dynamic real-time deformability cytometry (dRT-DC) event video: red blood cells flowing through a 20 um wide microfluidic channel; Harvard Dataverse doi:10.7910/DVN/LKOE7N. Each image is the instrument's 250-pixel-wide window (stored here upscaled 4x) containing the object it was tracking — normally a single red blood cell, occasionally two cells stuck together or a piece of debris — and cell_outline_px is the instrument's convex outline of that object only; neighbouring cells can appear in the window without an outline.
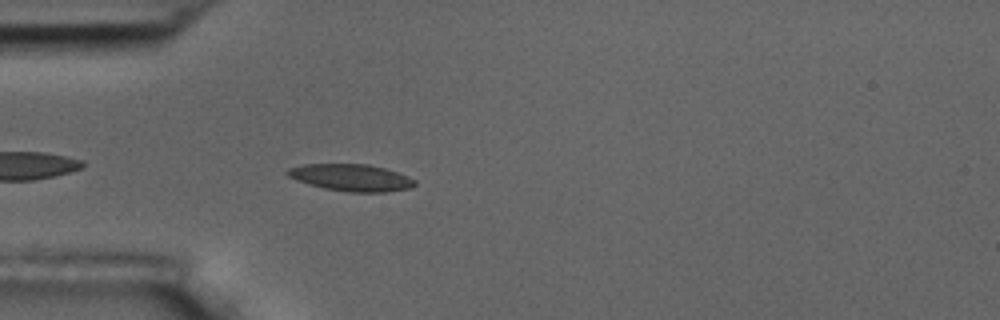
{"species": "common noctule bat (a hibernating species)", "species_latin": "Nyctalus noctula", "temperature_condition": "room temperature", "stored_images_in_passage": 2, "camera_frame_rate_fps": 3000, "um_per_image_px": 0.085, "animal": {"sex": "male", "body_mass_g": 17.5, "forearm_length_mm": 52.3}, "frame": {"image": 1, "passage_image": 2, "time_ms": 1.333, "image_size_px": [1000, 320], "cell_outline_px": [[416, 184], [412, 188], [384, 192], [348, 192], [324, 188], [288, 176], [284, 172], [288, 168], [304, 164], [368, 164], [384, 168], [408, 176], [416, 180]], "centroid_in_image_um": [29.89, 15.09], "position_along_channel_um": 55.1, "area_um2": 19.83}}